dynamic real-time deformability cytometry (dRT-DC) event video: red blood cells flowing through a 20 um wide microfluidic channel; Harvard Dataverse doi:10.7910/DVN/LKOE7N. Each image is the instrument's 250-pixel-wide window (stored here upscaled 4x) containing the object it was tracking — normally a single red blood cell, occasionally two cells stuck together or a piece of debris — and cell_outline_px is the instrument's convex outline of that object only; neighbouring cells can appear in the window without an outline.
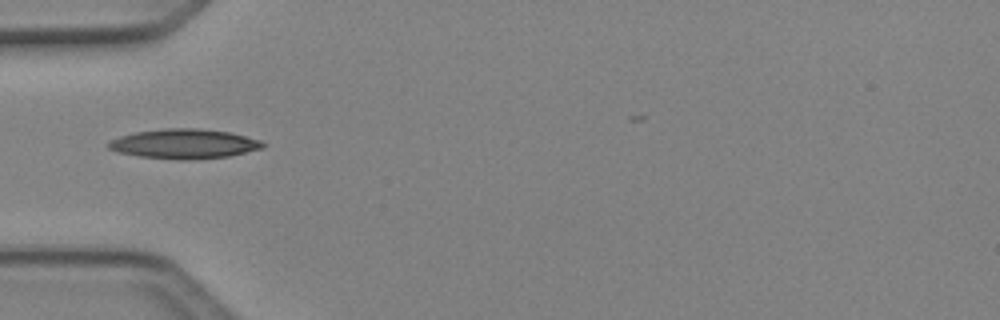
{"species": "Egyptian fruit bat (a non-hibernating species)", "species_latin": "Rousettus aegyptiacus", "temperature_condition": "cold", "stored_images_in_passage": 2, "camera_frame_rate_fps": 3000, "um_per_image_px": 0.085, "animal": {"sex": "female"}, "frame": {"image": 1, "passage_image": 1, "time_ms": 0.0, "image_size_px": [1000, 320], "cell_outline_px": [[268, 144], [264, 148], [228, 156], [180, 160], [140, 156], [116, 152], [108, 148], [104, 144], [108, 140], [120, 136], [136, 132], [164, 128], [196, 128], [228, 132], [260, 140]], "centroid_in_image_um": [15.61, 12.22], "position_along_channel_um": 69.4, "area_um2": 26.65}}
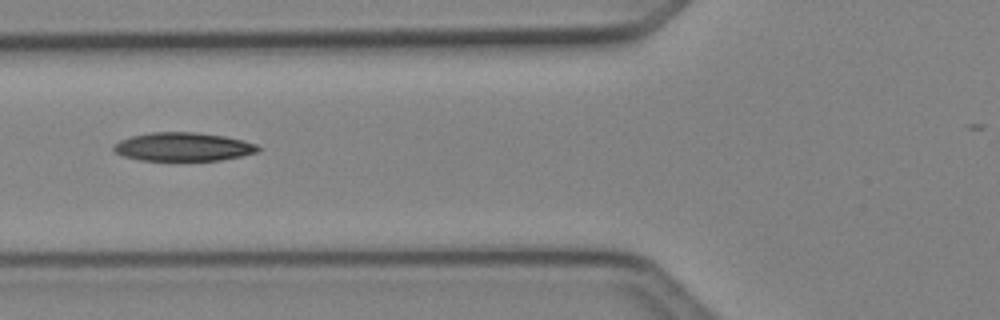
{"frame": {"image": 2, "passage_image": 2, "time_ms": 0.333, "image_size_px": [1000, 320], "cell_outline_px": [[260, 152], [220, 160], [140, 160], [124, 156], [116, 152], [112, 148], [112, 144], [120, 140], [132, 136], [148, 132], [196, 132], [224, 136], [244, 140], [256, 144], [260, 148]], "centroid_in_image_um": [15.57, 12.47], "position_along_channel_um": 110.2, "area_um2": 24.04}}